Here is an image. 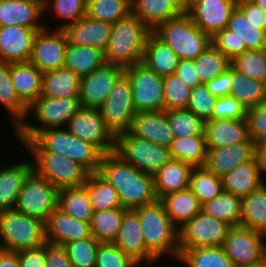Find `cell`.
Masks as SVG:
<instances>
[{"label": "cell", "instance_id": "cell-1", "mask_svg": "<svg viewBox=\"0 0 266 267\" xmlns=\"http://www.w3.org/2000/svg\"><path fill=\"white\" fill-rule=\"evenodd\" d=\"M98 173L117 190L123 208L134 210L158 199L153 175L141 172L115 152L103 155Z\"/></svg>", "mask_w": 266, "mask_h": 267}, {"label": "cell", "instance_id": "cell-2", "mask_svg": "<svg viewBox=\"0 0 266 267\" xmlns=\"http://www.w3.org/2000/svg\"><path fill=\"white\" fill-rule=\"evenodd\" d=\"M29 152H53L80 163L90 173L98 172L103 153L64 128H48L37 132L24 143Z\"/></svg>", "mask_w": 266, "mask_h": 267}, {"label": "cell", "instance_id": "cell-3", "mask_svg": "<svg viewBox=\"0 0 266 267\" xmlns=\"http://www.w3.org/2000/svg\"><path fill=\"white\" fill-rule=\"evenodd\" d=\"M140 219L142 235L147 250L158 260L169 254L175 259L180 255L179 228L167 215L160 199L134 209Z\"/></svg>", "mask_w": 266, "mask_h": 267}, {"label": "cell", "instance_id": "cell-4", "mask_svg": "<svg viewBox=\"0 0 266 267\" xmlns=\"http://www.w3.org/2000/svg\"><path fill=\"white\" fill-rule=\"evenodd\" d=\"M151 32L133 13L116 21L112 24L104 51L106 63L122 67L142 63L146 41Z\"/></svg>", "mask_w": 266, "mask_h": 267}, {"label": "cell", "instance_id": "cell-5", "mask_svg": "<svg viewBox=\"0 0 266 267\" xmlns=\"http://www.w3.org/2000/svg\"><path fill=\"white\" fill-rule=\"evenodd\" d=\"M82 108L80 97H47L40 95L28 106L27 117L30 113L40 127L31 125L24 121L14 131L15 137L21 143L31 139L37 132L48 128H64L68 121Z\"/></svg>", "mask_w": 266, "mask_h": 267}, {"label": "cell", "instance_id": "cell-6", "mask_svg": "<svg viewBox=\"0 0 266 267\" xmlns=\"http://www.w3.org/2000/svg\"><path fill=\"white\" fill-rule=\"evenodd\" d=\"M153 33L168 44L180 60H194L212 44L211 37L195 25L187 12L160 24Z\"/></svg>", "mask_w": 266, "mask_h": 267}, {"label": "cell", "instance_id": "cell-7", "mask_svg": "<svg viewBox=\"0 0 266 267\" xmlns=\"http://www.w3.org/2000/svg\"><path fill=\"white\" fill-rule=\"evenodd\" d=\"M0 249L19 252L46 243L45 223L16 209L0 212Z\"/></svg>", "mask_w": 266, "mask_h": 267}, {"label": "cell", "instance_id": "cell-8", "mask_svg": "<svg viewBox=\"0 0 266 267\" xmlns=\"http://www.w3.org/2000/svg\"><path fill=\"white\" fill-rule=\"evenodd\" d=\"M114 152L141 172L153 176L171 159L168 148L137 138L128 131L116 135Z\"/></svg>", "mask_w": 266, "mask_h": 267}, {"label": "cell", "instance_id": "cell-9", "mask_svg": "<svg viewBox=\"0 0 266 267\" xmlns=\"http://www.w3.org/2000/svg\"><path fill=\"white\" fill-rule=\"evenodd\" d=\"M58 201L59 189L33 170L23 183L15 209L45 223Z\"/></svg>", "mask_w": 266, "mask_h": 267}, {"label": "cell", "instance_id": "cell-10", "mask_svg": "<svg viewBox=\"0 0 266 267\" xmlns=\"http://www.w3.org/2000/svg\"><path fill=\"white\" fill-rule=\"evenodd\" d=\"M33 170L58 189L79 187L86 183L90 172L80 163L53 152H30Z\"/></svg>", "mask_w": 266, "mask_h": 267}, {"label": "cell", "instance_id": "cell-11", "mask_svg": "<svg viewBox=\"0 0 266 267\" xmlns=\"http://www.w3.org/2000/svg\"><path fill=\"white\" fill-rule=\"evenodd\" d=\"M265 238L247 227L231 226L222 247L235 267H256L266 261Z\"/></svg>", "mask_w": 266, "mask_h": 267}, {"label": "cell", "instance_id": "cell-12", "mask_svg": "<svg viewBox=\"0 0 266 267\" xmlns=\"http://www.w3.org/2000/svg\"><path fill=\"white\" fill-rule=\"evenodd\" d=\"M132 88V101L136 112L163 111V77L143 63L124 67Z\"/></svg>", "mask_w": 266, "mask_h": 267}, {"label": "cell", "instance_id": "cell-13", "mask_svg": "<svg viewBox=\"0 0 266 267\" xmlns=\"http://www.w3.org/2000/svg\"><path fill=\"white\" fill-rule=\"evenodd\" d=\"M99 111L115 136L129 130L137 112L132 101L131 84L124 73L115 82Z\"/></svg>", "mask_w": 266, "mask_h": 267}, {"label": "cell", "instance_id": "cell-14", "mask_svg": "<svg viewBox=\"0 0 266 267\" xmlns=\"http://www.w3.org/2000/svg\"><path fill=\"white\" fill-rule=\"evenodd\" d=\"M230 225L201 211L179 228L180 252L194 247H221Z\"/></svg>", "mask_w": 266, "mask_h": 267}, {"label": "cell", "instance_id": "cell-15", "mask_svg": "<svg viewBox=\"0 0 266 267\" xmlns=\"http://www.w3.org/2000/svg\"><path fill=\"white\" fill-rule=\"evenodd\" d=\"M65 128L85 142L95 145L103 154L115 150L116 136L107 127L99 108L82 107Z\"/></svg>", "mask_w": 266, "mask_h": 267}, {"label": "cell", "instance_id": "cell-16", "mask_svg": "<svg viewBox=\"0 0 266 267\" xmlns=\"http://www.w3.org/2000/svg\"><path fill=\"white\" fill-rule=\"evenodd\" d=\"M238 0H188L187 13L195 25L213 37L228 25Z\"/></svg>", "mask_w": 266, "mask_h": 267}, {"label": "cell", "instance_id": "cell-17", "mask_svg": "<svg viewBox=\"0 0 266 267\" xmlns=\"http://www.w3.org/2000/svg\"><path fill=\"white\" fill-rule=\"evenodd\" d=\"M67 46L68 41L62 29L49 32L45 27L35 35L29 61L41 72L62 68Z\"/></svg>", "mask_w": 266, "mask_h": 267}, {"label": "cell", "instance_id": "cell-18", "mask_svg": "<svg viewBox=\"0 0 266 267\" xmlns=\"http://www.w3.org/2000/svg\"><path fill=\"white\" fill-rule=\"evenodd\" d=\"M124 73V67L105 63L80 78V102L85 108H99L107 99L115 82Z\"/></svg>", "mask_w": 266, "mask_h": 267}, {"label": "cell", "instance_id": "cell-19", "mask_svg": "<svg viewBox=\"0 0 266 267\" xmlns=\"http://www.w3.org/2000/svg\"><path fill=\"white\" fill-rule=\"evenodd\" d=\"M46 242L64 246L72 241L92 237L90 223L77 220L57 207L45 222Z\"/></svg>", "mask_w": 266, "mask_h": 267}, {"label": "cell", "instance_id": "cell-20", "mask_svg": "<svg viewBox=\"0 0 266 267\" xmlns=\"http://www.w3.org/2000/svg\"><path fill=\"white\" fill-rule=\"evenodd\" d=\"M113 243L138 264L146 262L148 265V263L151 262L152 264L157 260L147 250L139 216L133 209L125 212L118 235Z\"/></svg>", "mask_w": 266, "mask_h": 267}, {"label": "cell", "instance_id": "cell-21", "mask_svg": "<svg viewBox=\"0 0 266 267\" xmlns=\"http://www.w3.org/2000/svg\"><path fill=\"white\" fill-rule=\"evenodd\" d=\"M55 29L64 31L69 44L91 46L105 51L111 35L112 24L85 15L71 24H63Z\"/></svg>", "mask_w": 266, "mask_h": 267}, {"label": "cell", "instance_id": "cell-22", "mask_svg": "<svg viewBox=\"0 0 266 267\" xmlns=\"http://www.w3.org/2000/svg\"><path fill=\"white\" fill-rule=\"evenodd\" d=\"M36 33L35 29L23 26H0V62H28Z\"/></svg>", "mask_w": 266, "mask_h": 267}, {"label": "cell", "instance_id": "cell-23", "mask_svg": "<svg viewBox=\"0 0 266 267\" xmlns=\"http://www.w3.org/2000/svg\"><path fill=\"white\" fill-rule=\"evenodd\" d=\"M204 167L218 177H223L237 165L257 157L256 143L242 142L214 149H206Z\"/></svg>", "mask_w": 266, "mask_h": 267}, {"label": "cell", "instance_id": "cell-24", "mask_svg": "<svg viewBox=\"0 0 266 267\" xmlns=\"http://www.w3.org/2000/svg\"><path fill=\"white\" fill-rule=\"evenodd\" d=\"M128 132L168 149L174 139L165 110L137 112Z\"/></svg>", "mask_w": 266, "mask_h": 267}, {"label": "cell", "instance_id": "cell-25", "mask_svg": "<svg viewBox=\"0 0 266 267\" xmlns=\"http://www.w3.org/2000/svg\"><path fill=\"white\" fill-rule=\"evenodd\" d=\"M187 8L188 0H132V13L152 32Z\"/></svg>", "mask_w": 266, "mask_h": 267}, {"label": "cell", "instance_id": "cell-26", "mask_svg": "<svg viewBox=\"0 0 266 267\" xmlns=\"http://www.w3.org/2000/svg\"><path fill=\"white\" fill-rule=\"evenodd\" d=\"M206 149L230 146L242 142H253L249 138L246 119H209L204 125Z\"/></svg>", "mask_w": 266, "mask_h": 267}, {"label": "cell", "instance_id": "cell-27", "mask_svg": "<svg viewBox=\"0 0 266 267\" xmlns=\"http://www.w3.org/2000/svg\"><path fill=\"white\" fill-rule=\"evenodd\" d=\"M42 14L43 3L39 0H0V26L17 25L38 32L45 28L38 23Z\"/></svg>", "mask_w": 266, "mask_h": 267}, {"label": "cell", "instance_id": "cell-28", "mask_svg": "<svg viewBox=\"0 0 266 267\" xmlns=\"http://www.w3.org/2000/svg\"><path fill=\"white\" fill-rule=\"evenodd\" d=\"M265 173L257 157L232 168L222 178L223 189L238 197H246L260 188L265 182L261 174Z\"/></svg>", "mask_w": 266, "mask_h": 267}, {"label": "cell", "instance_id": "cell-29", "mask_svg": "<svg viewBox=\"0 0 266 267\" xmlns=\"http://www.w3.org/2000/svg\"><path fill=\"white\" fill-rule=\"evenodd\" d=\"M193 168L190 164L171 158L153 176L157 198L189 188Z\"/></svg>", "mask_w": 266, "mask_h": 267}, {"label": "cell", "instance_id": "cell-30", "mask_svg": "<svg viewBox=\"0 0 266 267\" xmlns=\"http://www.w3.org/2000/svg\"><path fill=\"white\" fill-rule=\"evenodd\" d=\"M32 171L33 163L27 161L0 170V212L15 209L23 183Z\"/></svg>", "mask_w": 266, "mask_h": 267}, {"label": "cell", "instance_id": "cell-31", "mask_svg": "<svg viewBox=\"0 0 266 267\" xmlns=\"http://www.w3.org/2000/svg\"><path fill=\"white\" fill-rule=\"evenodd\" d=\"M179 57L168 44L160 40L153 32L147 38L142 63L165 77L176 72L179 64Z\"/></svg>", "mask_w": 266, "mask_h": 267}, {"label": "cell", "instance_id": "cell-32", "mask_svg": "<svg viewBox=\"0 0 266 267\" xmlns=\"http://www.w3.org/2000/svg\"><path fill=\"white\" fill-rule=\"evenodd\" d=\"M41 72L30 61L11 63V79L18 97L27 105H31L42 91Z\"/></svg>", "mask_w": 266, "mask_h": 267}, {"label": "cell", "instance_id": "cell-33", "mask_svg": "<svg viewBox=\"0 0 266 267\" xmlns=\"http://www.w3.org/2000/svg\"><path fill=\"white\" fill-rule=\"evenodd\" d=\"M160 200L167 215L178 228L202 211L201 202L190 188L166 194Z\"/></svg>", "mask_w": 266, "mask_h": 267}, {"label": "cell", "instance_id": "cell-34", "mask_svg": "<svg viewBox=\"0 0 266 267\" xmlns=\"http://www.w3.org/2000/svg\"><path fill=\"white\" fill-rule=\"evenodd\" d=\"M80 77L62 67L43 72L41 95L47 97H79Z\"/></svg>", "mask_w": 266, "mask_h": 267}, {"label": "cell", "instance_id": "cell-35", "mask_svg": "<svg viewBox=\"0 0 266 267\" xmlns=\"http://www.w3.org/2000/svg\"><path fill=\"white\" fill-rule=\"evenodd\" d=\"M105 63L104 51L91 46L68 43L64 67L71 69L80 78L94 72Z\"/></svg>", "mask_w": 266, "mask_h": 267}, {"label": "cell", "instance_id": "cell-36", "mask_svg": "<svg viewBox=\"0 0 266 267\" xmlns=\"http://www.w3.org/2000/svg\"><path fill=\"white\" fill-rule=\"evenodd\" d=\"M0 103L11 112L15 131L27 118L28 106L18 97L11 79V63L0 62Z\"/></svg>", "mask_w": 266, "mask_h": 267}, {"label": "cell", "instance_id": "cell-37", "mask_svg": "<svg viewBox=\"0 0 266 267\" xmlns=\"http://www.w3.org/2000/svg\"><path fill=\"white\" fill-rule=\"evenodd\" d=\"M246 109L256 107L266 101V82L256 81L231 67L230 94Z\"/></svg>", "mask_w": 266, "mask_h": 267}, {"label": "cell", "instance_id": "cell-38", "mask_svg": "<svg viewBox=\"0 0 266 267\" xmlns=\"http://www.w3.org/2000/svg\"><path fill=\"white\" fill-rule=\"evenodd\" d=\"M241 226L266 235V184L242 198Z\"/></svg>", "mask_w": 266, "mask_h": 267}, {"label": "cell", "instance_id": "cell-39", "mask_svg": "<svg viewBox=\"0 0 266 267\" xmlns=\"http://www.w3.org/2000/svg\"><path fill=\"white\" fill-rule=\"evenodd\" d=\"M58 207L69 216L88 223L94 213L84 185L59 189Z\"/></svg>", "mask_w": 266, "mask_h": 267}, {"label": "cell", "instance_id": "cell-40", "mask_svg": "<svg viewBox=\"0 0 266 267\" xmlns=\"http://www.w3.org/2000/svg\"><path fill=\"white\" fill-rule=\"evenodd\" d=\"M84 186L94 212L122 207L117 190L98 172L90 173Z\"/></svg>", "mask_w": 266, "mask_h": 267}, {"label": "cell", "instance_id": "cell-41", "mask_svg": "<svg viewBox=\"0 0 266 267\" xmlns=\"http://www.w3.org/2000/svg\"><path fill=\"white\" fill-rule=\"evenodd\" d=\"M169 150L172 159L183 161L193 167H204L207 152L204 135L174 138Z\"/></svg>", "mask_w": 266, "mask_h": 267}, {"label": "cell", "instance_id": "cell-42", "mask_svg": "<svg viewBox=\"0 0 266 267\" xmlns=\"http://www.w3.org/2000/svg\"><path fill=\"white\" fill-rule=\"evenodd\" d=\"M244 40L247 50L266 49V31L257 28L246 14L238 7L233 10L226 27Z\"/></svg>", "mask_w": 266, "mask_h": 267}, {"label": "cell", "instance_id": "cell-43", "mask_svg": "<svg viewBox=\"0 0 266 267\" xmlns=\"http://www.w3.org/2000/svg\"><path fill=\"white\" fill-rule=\"evenodd\" d=\"M242 198L223 190L211 201L202 205V211L230 226H238L241 222Z\"/></svg>", "mask_w": 266, "mask_h": 267}, {"label": "cell", "instance_id": "cell-44", "mask_svg": "<svg viewBox=\"0 0 266 267\" xmlns=\"http://www.w3.org/2000/svg\"><path fill=\"white\" fill-rule=\"evenodd\" d=\"M178 260L188 267H235L222 246L186 248L180 252Z\"/></svg>", "mask_w": 266, "mask_h": 267}, {"label": "cell", "instance_id": "cell-45", "mask_svg": "<svg viewBox=\"0 0 266 267\" xmlns=\"http://www.w3.org/2000/svg\"><path fill=\"white\" fill-rule=\"evenodd\" d=\"M127 210L123 207H116L111 210L94 212L90 221L92 236L101 243H113Z\"/></svg>", "mask_w": 266, "mask_h": 267}, {"label": "cell", "instance_id": "cell-46", "mask_svg": "<svg viewBox=\"0 0 266 267\" xmlns=\"http://www.w3.org/2000/svg\"><path fill=\"white\" fill-rule=\"evenodd\" d=\"M193 62L196 75L203 84L221 75L231 66L230 60L213 44H210Z\"/></svg>", "mask_w": 266, "mask_h": 267}, {"label": "cell", "instance_id": "cell-47", "mask_svg": "<svg viewBox=\"0 0 266 267\" xmlns=\"http://www.w3.org/2000/svg\"><path fill=\"white\" fill-rule=\"evenodd\" d=\"M132 13V0H87L86 15L114 24Z\"/></svg>", "mask_w": 266, "mask_h": 267}, {"label": "cell", "instance_id": "cell-48", "mask_svg": "<svg viewBox=\"0 0 266 267\" xmlns=\"http://www.w3.org/2000/svg\"><path fill=\"white\" fill-rule=\"evenodd\" d=\"M189 188L201 204L216 198L223 192L222 178L205 167H194L190 176Z\"/></svg>", "mask_w": 266, "mask_h": 267}, {"label": "cell", "instance_id": "cell-49", "mask_svg": "<svg viewBox=\"0 0 266 267\" xmlns=\"http://www.w3.org/2000/svg\"><path fill=\"white\" fill-rule=\"evenodd\" d=\"M174 138L204 135L205 121L187 108L165 111Z\"/></svg>", "mask_w": 266, "mask_h": 267}, {"label": "cell", "instance_id": "cell-50", "mask_svg": "<svg viewBox=\"0 0 266 267\" xmlns=\"http://www.w3.org/2000/svg\"><path fill=\"white\" fill-rule=\"evenodd\" d=\"M231 67L247 77L266 82V49L246 50L230 60Z\"/></svg>", "mask_w": 266, "mask_h": 267}, {"label": "cell", "instance_id": "cell-51", "mask_svg": "<svg viewBox=\"0 0 266 267\" xmlns=\"http://www.w3.org/2000/svg\"><path fill=\"white\" fill-rule=\"evenodd\" d=\"M164 110L187 108L191 88L176 74L163 77Z\"/></svg>", "mask_w": 266, "mask_h": 267}, {"label": "cell", "instance_id": "cell-52", "mask_svg": "<svg viewBox=\"0 0 266 267\" xmlns=\"http://www.w3.org/2000/svg\"><path fill=\"white\" fill-rule=\"evenodd\" d=\"M99 242L95 237L72 241L63 247L72 267H95L96 252Z\"/></svg>", "mask_w": 266, "mask_h": 267}, {"label": "cell", "instance_id": "cell-53", "mask_svg": "<svg viewBox=\"0 0 266 267\" xmlns=\"http://www.w3.org/2000/svg\"><path fill=\"white\" fill-rule=\"evenodd\" d=\"M139 264L114 243H100L96 252L95 267H137Z\"/></svg>", "mask_w": 266, "mask_h": 267}, {"label": "cell", "instance_id": "cell-54", "mask_svg": "<svg viewBox=\"0 0 266 267\" xmlns=\"http://www.w3.org/2000/svg\"><path fill=\"white\" fill-rule=\"evenodd\" d=\"M216 99L208 91L206 84L202 83L192 88L187 109L204 121L209 120L211 119Z\"/></svg>", "mask_w": 266, "mask_h": 267}, {"label": "cell", "instance_id": "cell-55", "mask_svg": "<svg viewBox=\"0 0 266 267\" xmlns=\"http://www.w3.org/2000/svg\"><path fill=\"white\" fill-rule=\"evenodd\" d=\"M57 16L61 19L69 21L71 24L86 15L87 0H54L50 4V0H45L43 3V12L51 7Z\"/></svg>", "mask_w": 266, "mask_h": 267}, {"label": "cell", "instance_id": "cell-56", "mask_svg": "<svg viewBox=\"0 0 266 267\" xmlns=\"http://www.w3.org/2000/svg\"><path fill=\"white\" fill-rule=\"evenodd\" d=\"M212 44L220 50L229 60L247 50L244 40L237 36L235 32L225 28L211 37Z\"/></svg>", "mask_w": 266, "mask_h": 267}, {"label": "cell", "instance_id": "cell-57", "mask_svg": "<svg viewBox=\"0 0 266 267\" xmlns=\"http://www.w3.org/2000/svg\"><path fill=\"white\" fill-rule=\"evenodd\" d=\"M247 109L231 95L217 98L211 119H246Z\"/></svg>", "mask_w": 266, "mask_h": 267}, {"label": "cell", "instance_id": "cell-58", "mask_svg": "<svg viewBox=\"0 0 266 267\" xmlns=\"http://www.w3.org/2000/svg\"><path fill=\"white\" fill-rule=\"evenodd\" d=\"M246 121L249 138L254 143L266 138V101L256 107L247 109Z\"/></svg>", "mask_w": 266, "mask_h": 267}, {"label": "cell", "instance_id": "cell-59", "mask_svg": "<svg viewBox=\"0 0 266 267\" xmlns=\"http://www.w3.org/2000/svg\"><path fill=\"white\" fill-rule=\"evenodd\" d=\"M21 267H45L46 243L40 247L17 252Z\"/></svg>", "mask_w": 266, "mask_h": 267}, {"label": "cell", "instance_id": "cell-60", "mask_svg": "<svg viewBox=\"0 0 266 267\" xmlns=\"http://www.w3.org/2000/svg\"><path fill=\"white\" fill-rule=\"evenodd\" d=\"M45 267H72L69 256L63 246L46 242Z\"/></svg>", "mask_w": 266, "mask_h": 267}, {"label": "cell", "instance_id": "cell-61", "mask_svg": "<svg viewBox=\"0 0 266 267\" xmlns=\"http://www.w3.org/2000/svg\"><path fill=\"white\" fill-rule=\"evenodd\" d=\"M237 6L246 14L257 28L266 31V13L251 0H238Z\"/></svg>", "mask_w": 266, "mask_h": 267}, {"label": "cell", "instance_id": "cell-62", "mask_svg": "<svg viewBox=\"0 0 266 267\" xmlns=\"http://www.w3.org/2000/svg\"><path fill=\"white\" fill-rule=\"evenodd\" d=\"M205 84L208 91L216 98L228 96L230 94L231 86V66L221 75Z\"/></svg>", "mask_w": 266, "mask_h": 267}, {"label": "cell", "instance_id": "cell-63", "mask_svg": "<svg viewBox=\"0 0 266 267\" xmlns=\"http://www.w3.org/2000/svg\"><path fill=\"white\" fill-rule=\"evenodd\" d=\"M191 89L201 85V81L196 75V67L191 59H181L175 72Z\"/></svg>", "mask_w": 266, "mask_h": 267}, {"label": "cell", "instance_id": "cell-64", "mask_svg": "<svg viewBox=\"0 0 266 267\" xmlns=\"http://www.w3.org/2000/svg\"><path fill=\"white\" fill-rule=\"evenodd\" d=\"M0 267H21L18 253L0 249Z\"/></svg>", "mask_w": 266, "mask_h": 267}, {"label": "cell", "instance_id": "cell-65", "mask_svg": "<svg viewBox=\"0 0 266 267\" xmlns=\"http://www.w3.org/2000/svg\"><path fill=\"white\" fill-rule=\"evenodd\" d=\"M257 159L266 172V138L256 143Z\"/></svg>", "mask_w": 266, "mask_h": 267}, {"label": "cell", "instance_id": "cell-66", "mask_svg": "<svg viewBox=\"0 0 266 267\" xmlns=\"http://www.w3.org/2000/svg\"><path fill=\"white\" fill-rule=\"evenodd\" d=\"M251 1L257 4L266 13V0H251Z\"/></svg>", "mask_w": 266, "mask_h": 267}, {"label": "cell", "instance_id": "cell-67", "mask_svg": "<svg viewBox=\"0 0 266 267\" xmlns=\"http://www.w3.org/2000/svg\"><path fill=\"white\" fill-rule=\"evenodd\" d=\"M256 267H266V261L263 264L256 266Z\"/></svg>", "mask_w": 266, "mask_h": 267}]
</instances>
